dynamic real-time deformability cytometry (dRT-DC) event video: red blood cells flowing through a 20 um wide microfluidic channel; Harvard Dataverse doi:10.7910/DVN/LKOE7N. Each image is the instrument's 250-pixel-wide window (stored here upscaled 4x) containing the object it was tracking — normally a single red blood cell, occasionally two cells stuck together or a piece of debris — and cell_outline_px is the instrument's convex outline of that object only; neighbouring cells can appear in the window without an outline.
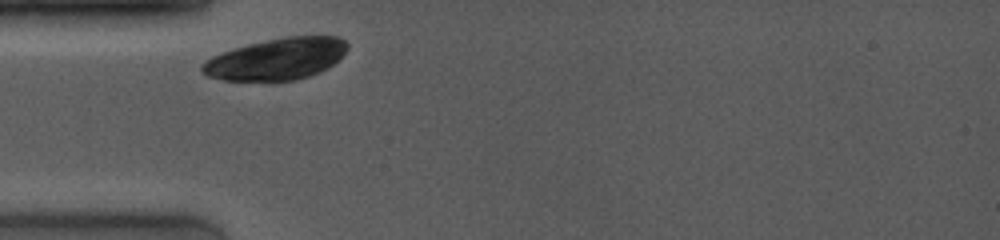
{"species": "common noctule bat (a hibernating species)", "species_latin": "Nyctalus noctula", "temperature_condition": "room temperature", "stored_images_in_passage": 24, "camera_frame_rate_fps": 4000, "um_per_image_px": 0.085, "animal": {"sex": "female", "body_mass_g": 19.0, "forearm_length_mm": 53.3}, "frame": {"image": 1, "passage_image": 1, "time_ms": 0.0, "image_size_px": [1000, 240], "cell_outline_px": [[348, 48], [332, 64], [320, 72], [296, 80], [224, 80], [208, 76], [200, 72], [200, 68], [212, 56], [248, 44], [288, 36], [336, 36], [344, 40], [348, 44]], "centroid_in_image_um": [23.51, 5.01], "position_along_channel_um": 61.5, "area_um2": 34.62}}